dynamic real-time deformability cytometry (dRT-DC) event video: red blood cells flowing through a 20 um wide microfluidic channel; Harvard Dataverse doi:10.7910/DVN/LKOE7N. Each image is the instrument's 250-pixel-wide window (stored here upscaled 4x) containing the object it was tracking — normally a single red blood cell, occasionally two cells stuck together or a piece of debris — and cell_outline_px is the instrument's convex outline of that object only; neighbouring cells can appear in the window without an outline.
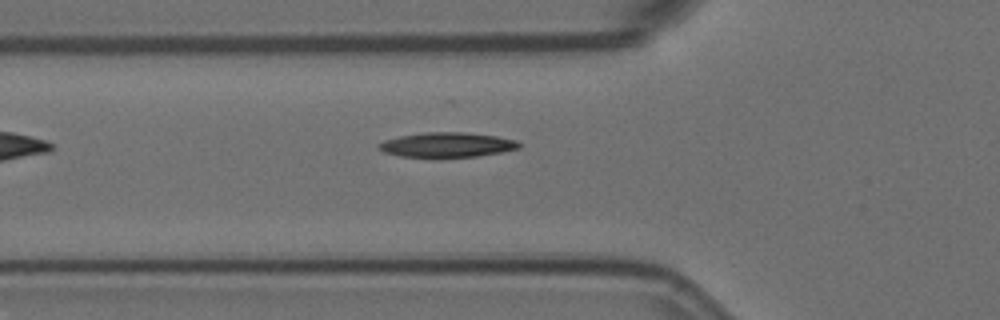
{"species": "Egyptian fruit bat (a non-hibernating species)", "species_latin": "Rousettus aegyptiacus", "temperature_condition": "room temperature", "stored_images_in_passage": 6, "camera_frame_rate_fps": 3000, "um_per_image_px": 0.085, "animal": {"sex": "female"}, "frame": {"image": 1, "passage_image": 6, "time_ms": 1.667, "image_size_px": [1000, 320], "cell_outline_px": [[520, 148], [504, 152], [476, 156], [400, 156], [384, 152], [376, 144], [384, 140], [400, 136], [424, 132], [464, 132], [496, 136], [516, 140], [520, 144]], "centroid_in_image_um": [38.02, 12.29], "position_along_channel_um": 87.8, "area_um2": 19.94}}